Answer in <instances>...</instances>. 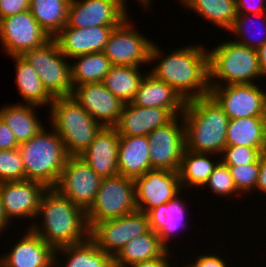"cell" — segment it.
I'll return each mask as SVG.
<instances>
[{
    "label": "cell",
    "mask_w": 266,
    "mask_h": 267,
    "mask_svg": "<svg viewBox=\"0 0 266 267\" xmlns=\"http://www.w3.org/2000/svg\"><path fill=\"white\" fill-rule=\"evenodd\" d=\"M156 44L153 42L150 51L152 75L173 87L186 102L209 95L208 48L195 42L165 54Z\"/></svg>",
    "instance_id": "obj_1"
},
{
    "label": "cell",
    "mask_w": 266,
    "mask_h": 267,
    "mask_svg": "<svg viewBox=\"0 0 266 267\" xmlns=\"http://www.w3.org/2000/svg\"><path fill=\"white\" fill-rule=\"evenodd\" d=\"M29 228L55 250L90 237L86 212L55 188H48L43 194L35 221Z\"/></svg>",
    "instance_id": "obj_2"
},
{
    "label": "cell",
    "mask_w": 266,
    "mask_h": 267,
    "mask_svg": "<svg viewBox=\"0 0 266 267\" xmlns=\"http://www.w3.org/2000/svg\"><path fill=\"white\" fill-rule=\"evenodd\" d=\"M182 117L187 150L221 155L229 117L210 95L187 101Z\"/></svg>",
    "instance_id": "obj_3"
},
{
    "label": "cell",
    "mask_w": 266,
    "mask_h": 267,
    "mask_svg": "<svg viewBox=\"0 0 266 267\" xmlns=\"http://www.w3.org/2000/svg\"><path fill=\"white\" fill-rule=\"evenodd\" d=\"M47 128V129H46ZM43 127L33 138L19 144L25 179L54 188L68 159L64 143L50 126Z\"/></svg>",
    "instance_id": "obj_4"
},
{
    "label": "cell",
    "mask_w": 266,
    "mask_h": 267,
    "mask_svg": "<svg viewBox=\"0 0 266 267\" xmlns=\"http://www.w3.org/2000/svg\"><path fill=\"white\" fill-rule=\"evenodd\" d=\"M229 39L208 49L209 85L254 84L264 80L259 70L257 50Z\"/></svg>",
    "instance_id": "obj_5"
},
{
    "label": "cell",
    "mask_w": 266,
    "mask_h": 267,
    "mask_svg": "<svg viewBox=\"0 0 266 267\" xmlns=\"http://www.w3.org/2000/svg\"><path fill=\"white\" fill-rule=\"evenodd\" d=\"M48 110V124L62 139L68 156H80L102 128L71 96L53 98Z\"/></svg>",
    "instance_id": "obj_6"
},
{
    "label": "cell",
    "mask_w": 266,
    "mask_h": 267,
    "mask_svg": "<svg viewBox=\"0 0 266 267\" xmlns=\"http://www.w3.org/2000/svg\"><path fill=\"white\" fill-rule=\"evenodd\" d=\"M22 56L36 70L43 87L52 98L72 95L70 60L60 51L54 38Z\"/></svg>",
    "instance_id": "obj_7"
},
{
    "label": "cell",
    "mask_w": 266,
    "mask_h": 267,
    "mask_svg": "<svg viewBox=\"0 0 266 267\" xmlns=\"http://www.w3.org/2000/svg\"><path fill=\"white\" fill-rule=\"evenodd\" d=\"M134 180L122 175L102 178L96 198L86 212L91 229L97 222L136 211Z\"/></svg>",
    "instance_id": "obj_8"
},
{
    "label": "cell",
    "mask_w": 266,
    "mask_h": 267,
    "mask_svg": "<svg viewBox=\"0 0 266 267\" xmlns=\"http://www.w3.org/2000/svg\"><path fill=\"white\" fill-rule=\"evenodd\" d=\"M132 17L128 16L116 26L108 42L104 54L112 65L138 66L150 65V51L154 40L140 33Z\"/></svg>",
    "instance_id": "obj_9"
},
{
    "label": "cell",
    "mask_w": 266,
    "mask_h": 267,
    "mask_svg": "<svg viewBox=\"0 0 266 267\" xmlns=\"http://www.w3.org/2000/svg\"><path fill=\"white\" fill-rule=\"evenodd\" d=\"M102 178L79 156H69L54 187L85 212L95 201Z\"/></svg>",
    "instance_id": "obj_10"
},
{
    "label": "cell",
    "mask_w": 266,
    "mask_h": 267,
    "mask_svg": "<svg viewBox=\"0 0 266 267\" xmlns=\"http://www.w3.org/2000/svg\"><path fill=\"white\" fill-rule=\"evenodd\" d=\"M149 229L147 214L136 210L125 216L97 222L90 229V238L101 250L114 257L125 244Z\"/></svg>",
    "instance_id": "obj_11"
},
{
    "label": "cell",
    "mask_w": 266,
    "mask_h": 267,
    "mask_svg": "<svg viewBox=\"0 0 266 267\" xmlns=\"http://www.w3.org/2000/svg\"><path fill=\"white\" fill-rule=\"evenodd\" d=\"M50 37L40 27L30 10L0 19V41L8 57L22 56L42 46Z\"/></svg>",
    "instance_id": "obj_12"
},
{
    "label": "cell",
    "mask_w": 266,
    "mask_h": 267,
    "mask_svg": "<svg viewBox=\"0 0 266 267\" xmlns=\"http://www.w3.org/2000/svg\"><path fill=\"white\" fill-rule=\"evenodd\" d=\"M128 5L125 0H71L67 25L79 29L116 27L131 16Z\"/></svg>",
    "instance_id": "obj_13"
},
{
    "label": "cell",
    "mask_w": 266,
    "mask_h": 267,
    "mask_svg": "<svg viewBox=\"0 0 266 267\" xmlns=\"http://www.w3.org/2000/svg\"><path fill=\"white\" fill-rule=\"evenodd\" d=\"M147 137L150 143L151 170L179 171L186 149L182 115L168 125L153 130Z\"/></svg>",
    "instance_id": "obj_14"
},
{
    "label": "cell",
    "mask_w": 266,
    "mask_h": 267,
    "mask_svg": "<svg viewBox=\"0 0 266 267\" xmlns=\"http://www.w3.org/2000/svg\"><path fill=\"white\" fill-rule=\"evenodd\" d=\"M259 84V85H258ZM260 83L210 86L209 95L229 119L261 117L266 89Z\"/></svg>",
    "instance_id": "obj_15"
},
{
    "label": "cell",
    "mask_w": 266,
    "mask_h": 267,
    "mask_svg": "<svg viewBox=\"0 0 266 267\" xmlns=\"http://www.w3.org/2000/svg\"><path fill=\"white\" fill-rule=\"evenodd\" d=\"M47 189L44 184L27 179L0 183V197L7 219L11 223L18 219L25 220L21 223L30 221L28 225L30 227L37 216L41 198Z\"/></svg>",
    "instance_id": "obj_16"
},
{
    "label": "cell",
    "mask_w": 266,
    "mask_h": 267,
    "mask_svg": "<svg viewBox=\"0 0 266 267\" xmlns=\"http://www.w3.org/2000/svg\"><path fill=\"white\" fill-rule=\"evenodd\" d=\"M134 191L137 210L147 213L172 200L183 189L178 171L152 169L134 179Z\"/></svg>",
    "instance_id": "obj_17"
},
{
    "label": "cell",
    "mask_w": 266,
    "mask_h": 267,
    "mask_svg": "<svg viewBox=\"0 0 266 267\" xmlns=\"http://www.w3.org/2000/svg\"><path fill=\"white\" fill-rule=\"evenodd\" d=\"M71 97L102 127H115L124 106L102 82L74 86Z\"/></svg>",
    "instance_id": "obj_18"
},
{
    "label": "cell",
    "mask_w": 266,
    "mask_h": 267,
    "mask_svg": "<svg viewBox=\"0 0 266 267\" xmlns=\"http://www.w3.org/2000/svg\"><path fill=\"white\" fill-rule=\"evenodd\" d=\"M23 228L10 251L0 254V267H54L56 250L29 227Z\"/></svg>",
    "instance_id": "obj_19"
},
{
    "label": "cell",
    "mask_w": 266,
    "mask_h": 267,
    "mask_svg": "<svg viewBox=\"0 0 266 267\" xmlns=\"http://www.w3.org/2000/svg\"><path fill=\"white\" fill-rule=\"evenodd\" d=\"M183 192L185 191H182L179 195L167 203H163L146 213L148 216L149 228L158 234L162 244L168 250H171L175 247L174 249L177 251V247L174 246V244L176 245V238H182L180 236L183 235L184 231L186 234V230L190 228L189 225H187L189 223L186 218H190L187 215L190 214L187 211L190 210L187 208V205L191 201L182 197ZM186 201H189V203ZM184 202L187 203L186 206ZM186 226H188V228ZM182 231L183 233L181 234L180 232ZM179 234L180 236H178ZM172 240H174V244H171V242H173ZM171 245L173 246L171 247Z\"/></svg>",
    "instance_id": "obj_20"
},
{
    "label": "cell",
    "mask_w": 266,
    "mask_h": 267,
    "mask_svg": "<svg viewBox=\"0 0 266 267\" xmlns=\"http://www.w3.org/2000/svg\"><path fill=\"white\" fill-rule=\"evenodd\" d=\"M177 116L167 108L124 104L115 126L119 136H148L153 130L168 125Z\"/></svg>",
    "instance_id": "obj_21"
},
{
    "label": "cell",
    "mask_w": 266,
    "mask_h": 267,
    "mask_svg": "<svg viewBox=\"0 0 266 267\" xmlns=\"http://www.w3.org/2000/svg\"><path fill=\"white\" fill-rule=\"evenodd\" d=\"M119 141L120 136L115 127H102L79 157L101 178L117 176Z\"/></svg>",
    "instance_id": "obj_22"
},
{
    "label": "cell",
    "mask_w": 266,
    "mask_h": 267,
    "mask_svg": "<svg viewBox=\"0 0 266 267\" xmlns=\"http://www.w3.org/2000/svg\"><path fill=\"white\" fill-rule=\"evenodd\" d=\"M115 27L74 28L66 25L55 37L60 51L69 60L83 54L103 52Z\"/></svg>",
    "instance_id": "obj_23"
},
{
    "label": "cell",
    "mask_w": 266,
    "mask_h": 267,
    "mask_svg": "<svg viewBox=\"0 0 266 267\" xmlns=\"http://www.w3.org/2000/svg\"><path fill=\"white\" fill-rule=\"evenodd\" d=\"M131 104L141 107L167 108L176 116H180L183 114L186 101L173 87L157 79L148 71Z\"/></svg>",
    "instance_id": "obj_24"
},
{
    "label": "cell",
    "mask_w": 266,
    "mask_h": 267,
    "mask_svg": "<svg viewBox=\"0 0 266 267\" xmlns=\"http://www.w3.org/2000/svg\"><path fill=\"white\" fill-rule=\"evenodd\" d=\"M150 143L147 136H120L119 175L136 179L151 170Z\"/></svg>",
    "instance_id": "obj_25"
},
{
    "label": "cell",
    "mask_w": 266,
    "mask_h": 267,
    "mask_svg": "<svg viewBox=\"0 0 266 267\" xmlns=\"http://www.w3.org/2000/svg\"><path fill=\"white\" fill-rule=\"evenodd\" d=\"M54 267H114V265L113 257L101 250L89 237L81 243L56 249Z\"/></svg>",
    "instance_id": "obj_26"
},
{
    "label": "cell",
    "mask_w": 266,
    "mask_h": 267,
    "mask_svg": "<svg viewBox=\"0 0 266 267\" xmlns=\"http://www.w3.org/2000/svg\"><path fill=\"white\" fill-rule=\"evenodd\" d=\"M40 106L24 103L5 104L0 107V117L12 130L19 144L33 138L46 124L38 119ZM38 110V111H37Z\"/></svg>",
    "instance_id": "obj_27"
},
{
    "label": "cell",
    "mask_w": 266,
    "mask_h": 267,
    "mask_svg": "<svg viewBox=\"0 0 266 267\" xmlns=\"http://www.w3.org/2000/svg\"><path fill=\"white\" fill-rule=\"evenodd\" d=\"M214 155L184 150L178 171L183 191H189L188 194L191 193L190 189H195L196 191L200 189L201 191L213 172L214 167L220 161V155Z\"/></svg>",
    "instance_id": "obj_28"
},
{
    "label": "cell",
    "mask_w": 266,
    "mask_h": 267,
    "mask_svg": "<svg viewBox=\"0 0 266 267\" xmlns=\"http://www.w3.org/2000/svg\"><path fill=\"white\" fill-rule=\"evenodd\" d=\"M14 60L15 83L17 92L23 99L17 103L32 104L40 107H50L53 98L42 85L36 70L23 58V56L9 57Z\"/></svg>",
    "instance_id": "obj_29"
},
{
    "label": "cell",
    "mask_w": 266,
    "mask_h": 267,
    "mask_svg": "<svg viewBox=\"0 0 266 267\" xmlns=\"http://www.w3.org/2000/svg\"><path fill=\"white\" fill-rule=\"evenodd\" d=\"M180 7L201 16L206 24L215 26L227 33L234 25L237 16L236 0H176ZM182 5V6H181Z\"/></svg>",
    "instance_id": "obj_30"
},
{
    "label": "cell",
    "mask_w": 266,
    "mask_h": 267,
    "mask_svg": "<svg viewBox=\"0 0 266 267\" xmlns=\"http://www.w3.org/2000/svg\"><path fill=\"white\" fill-rule=\"evenodd\" d=\"M166 250L158 234L149 229L125 244L113 257V265L114 267H127L160 257Z\"/></svg>",
    "instance_id": "obj_31"
},
{
    "label": "cell",
    "mask_w": 266,
    "mask_h": 267,
    "mask_svg": "<svg viewBox=\"0 0 266 267\" xmlns=\"http://www.w3.org/2000/svg\"><path fill=\"white\" fill-rule=\"evenodd\" d=\"M138 66H118L112 65L109 72L104 77L102 83L115 95L122 103L129 104L138 91L140 83L146 73ZM143 73V74H142Z\"/></svg>",
    "instance_id": "obj_32"
},
{
    "label": "cell",
    "mask_w": 266,
    "mask_h": 267,
    "mask_svg": "<svg viewBox=\"0 0 266 267\" xmlns=\"http://www.w3.org/2000/svg\"><path fill=\"white\" fill-rule=\"evenodd\" d=\"M71 0H31L29 10L40 27L54 38L66 25Z\"/></svg>",
    "instance_id": "obj_33"
},
{
    "label": "cell",
    "mask_w": 266,
    "mask_h": 267,
    "mask_svg": "<svg viewBox=\"0 0 266 267\" xmlns=\"http://www.w3.org/2000/svg\"><path fill=\"white\" fill-rule=\"evenodd\" d=\"M72 85L102 82L112 64L104 52L78 55L70 59Z\"/></svg>",
    "instance_id": "obj_34"
},
{
    "label": "cell",
    "mask_w": 266,
    "mask_h": 267,
    "mask_svg": "<svg viewBox=\"0 0 266 267\" xmlns=\"http://www.w3.org/2000/svg\"><path fill=\"white\" fill-rule=\"evenodd\" d=\"M266 148V136L261 117L229 119L226 146Z\"/></svg>",
    "instance_id": "obj_35"
},
{
    "label": "cell",
    "mask_w": 266,
    "mask_h": 267,
    "mask_svg": "<svg viewBox=\"0 0 266 267\" xmlns=\"http://www.w3.org/2000/svg\"><path fill=\"white\" fill-rule=\"evenodd\" d=\"M256 22H258L257 25H261L262 27L260 26L261 29L259 30L254 28L258 31L255 33L254 29L252 28L255 26L254 24H256ZM251 25L253 26L250 27ZM257 27L258 26H256V28ZM228 33V36L232 35L231 37H234L233 40L235 42L257 50L259 47L266 43V13L237 14L234 25L231 27ZM259 35L261 36L259 37Z\"/></svg>",
    "instance_id": "obj_36"
},
{
    "label": "cell",
    "mask_w": 266,
    "mask_h": 267,
    "mask_svg": "<svg viewBox=\"0 0 266 267\" xmlns=\"http://www.w3.org/2000/svg\"><path fill=\"white\" fill-rule=\"evenodd\" d=\"M205 188H208L207 190L210 191L208 193H213L214 196L216 195L215 197H224L225 199L227 198V200H229L228 198L230 197H236V199L239 196L242 197L235 187L229 167L221 160L214 167L207 183L201 190H204Z\"/></svg>",
    "instance_id": "obj_37"
},
{
    "label": "cell",
    "mask_w": 266,
    "mask_h": 267,
    "mask_svg": "<svg viewBox=\"0 0 266 267\" xmlns=\"http://www.w3.org/2000/svg\"><path fill=\"white\" fill-rule=\"evenodd\" d=\"M237 191L242 195L256 192L257 179L260 172L258 159L251 164L228 166ZM247 193V194H246Z\"/></svg>",
    "instance_id": "obj_38"
},
{
    "label": "cell",
    "mask_w": 266,
    "mask_h": 267,
    "mask_svg": "<svg viewBox=\"0 0 266 267\" xmlns=\"http://www.w3.org/2000/svg\"><path fill=\"white\" fill-rule=\"evenodd\" d=\"M25 180V169L18 148L0 150V183Z\"/></svg>",
    "instance_id": "obj_39"
},
{
    "label": "cell",
    "mask_w": 266,
    "mask_h": 267,
    "mask_svg": "<svg viewBox=\"0 0 266 267\" xmlns=\"http://www.w3.org/2000/svg\"><path fill=\"white\" fill-rule=\"evenodd\" d=\"M266 148H253L248 146H225L220 160L227 166L246 165L254 163L260 152Z\"/></svg>",
    "instance_id": "obj_40"
},
{
    "label": "cell",
    "mask_w": 266,
    "mask_h": 267,
    "mask_svg": "<svg viewBox=\"0 0 266 267\" xmlns=\"http://www.w3.org/2000/svg\"><path fill=\"white\" fill-rule=\"evenodd\" d=\"M203 251H201V253L198 255L197 252L196 254L193 253V262L191 261L192 258L189 260V263L193 266V267H230V265L232 266V264H228L227 261L230 258H222L223 256L220 254H214L213 252L211 253L210 251H207V254ZM210 254H209V253ZM227 259V260H225Z\"/></svg>",
    "instance_id": "obj_41"
},
{
    "label": "cell",
    "mask_w": 266,
    "mask_h": 267,
    "mask_svg": "<svg viewBox=\"0 0 266 267\" xmlns=\"http://www.w3.org/2000/svg\"><path fill=\"white\" fill-rule=\"evenodd\" d=\"M31 0H0V19L29 10Z\"/></svg>",
    "instance_id": "obj_42"
},
{
    "label": "cell",
    "mask_w": 266,
    "mask_h": 267,
    "mask_svg": "<svg viewBox=\"0 0 266 267\" xmlns=\"http://www.w3.org/2000/svg\"><path fill=\"white\" fill-rule=\"evenodd\" d=\"M237 14L266 13V0H236Z\"/></svg>",
    "instance_id": "obj_43"
},
{
    "label": "cell",
    "mask_w": 266,
    "mask_h": 267,
    "mask_svg": "<svg viewBox=\"0 0 266 267\" xmlns=\"http://www.w3.org/2000/svg\"><path fill=\"white\" fill-rule=\"evenodd\" d=\"M174 251L175 250L170 251L167 249L160 257L147 260V261H143V262L134 263L127 267H173V264H174L173 261L178 260L177 256L174 257V253H173ZM171 257L174 259L176 258V259L175 260L173 259V261H171L172 260Z\"/></svg>",
    "instance_id": "obj_44"
},
{
    "label": "cell",
    "mask_w": 266,
    "mask_h": 267,
    "mask_svg": "<svg viewBox=\"0 0 266 267\" xmlns=\"http://www.w3.org/2000/svg\"><path fill=\"white\" fill-rule=\"evenodd\" d=\"M19 143L12 130L0 117V150H11L18 148Z\"/></svg>",
    "instance_id": "obj_45"
},
{
    "label": "cell",
    "mask_w": 266,
    "mask_h": 267,
    "mask_svg": "<svg viewBox=\"0 0 266 267\" xmlns=\"http://www.w3.org/2000/svg\"><path fill=\"white\" fill-rule=\"evenodd\" d=\"M260 172L257 179L256 193L263 197L266 194V149H263L258 157ZM263 193L261 195V193Z\"/></svg>",
    "instance_id": "obj_46"
},
{
    "label": "cell",
    "mask_w": 266,
    "mask_h": 267,
    "mask_svg": "<svg viewBox=\"0 0 266 267\" xmlns=\"http://www.w3.org/2000/svg\"><path fill=\"white\" fill-rule=\"evenodd\" d=\"M257 55L261 77L266 81V43L257 49Z\"/></svg>",
    "instance_id": "obj_47"
},
{
    "label": "cell",
    "mask_w": 266,
    "mask_h": 267,
    "mask_svg": "<svg viewBox=\"0 0 266 267\" xmlns=\"http://www.w3.org/2000/svg\"><path fill=\"white\" fill-rule=\"evenodd\" d=\"M15 224L11 223L5 213H4V208H3V204H2V199L0 197V235L3 234L5 235L4 232L8 231V228L11 226H14ZM7 229V230H6Z\"/></svg>",
    "instance_id": "obj_48"
},
{
    "label": "cell",
    "mask_w": 266,
    "mask_h": 267,
    "mask_svg": "<svg viewBox=\"0 0 266 267\" xmlns=\"http://www.w3.org/2000/svg\"><path fill=\"white\" fill-rule=\"evenodd\" d=\"M126 2H129V0H125ZM138 1V2H137ZM136 2L138 3V5L139 4H141L140 5V7L143 9V11H145V9H146V11H148V10H152V8H153V3L152 2H154V0H136ZM152 4V5H151ZM151 8V9H150Z\"/></svg>",
    "instance_id": "obj_49"
},
{
    "label": "cell",
    "mask_w": 266,
    "mask_h": 267,
    "mask_svg": "<svg viewBox=\"0 0 266 267\" xmlns=\"http://www.w3.org/2000/svg\"><path fill=\"white\" fill-rule=\"evenodd\" d=\"M262 125H263V130L266 136V96H265V100H264V106H263V111H262Z\"/></svg>",
    "instance_id": "obj_50"
},
{
    "label": "cell",
    "mask_w": 266,
    "mask_h": 267,
    "mask_svg": "<svg viewBox=\"0 0 266 267\" xmlns=\"http://www.w3.org/2000/svg\"><path fill=\"white\" fill-rule=\"evenodd\" d=\"M181 258H183L181 261L180 260H178L177 262H179V263H177V262H174V264H173V267H193L188 261H185L184 260V257H182L181 256ZM184 260V262H182ZM180 262H182L181 264L182 265H180ZM186 262V263H185ZM176 263V264H175ZM179 264V265H178ZM185 264V265H184Z\"/></svg>",
    "instance_id": "obj_51"
}]
</instances>
